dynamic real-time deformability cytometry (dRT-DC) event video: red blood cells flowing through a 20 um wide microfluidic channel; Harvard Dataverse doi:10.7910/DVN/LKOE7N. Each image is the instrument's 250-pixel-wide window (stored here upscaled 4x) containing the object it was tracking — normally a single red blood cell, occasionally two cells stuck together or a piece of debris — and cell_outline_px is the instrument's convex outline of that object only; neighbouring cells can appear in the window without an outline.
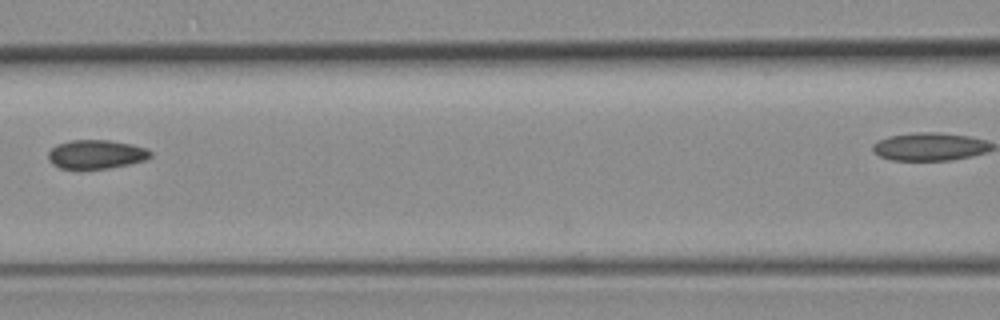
{"species": "common noctule bat (a hibernating species)", "species_latin": "Nyctalus noctula", "temperature_condition": "room temperature", "stored_images_in_passage": 5, "camera_frame_rate_fps": 3000, "um_per_image_px": 0.085, "animal": {"sex": "female", "body_mass_g": 19.3, "forearm_length_mm": 54.1}, "frame": {"image": 1, "passage_image": 3, "time_ms": 2.333, "image_size_px": [1000, 320], "cell_outline_px": [[152, 156], [144, 160], [128, 164], [108, 168], [80, 172], [60, 168], [52, 164], [48, 160], [48, 152], [56, 144], [72, 140], [108, 140], [132, 144], [148, 148], [152, 152]], "centroid_in_image_um": [8.13, 13.15], "position_along_channel_um": 158.5, "area_um2": 17.86}}
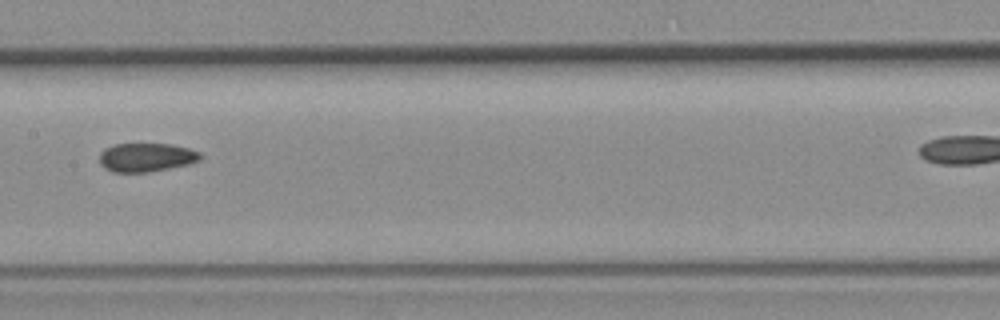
{"frame": {"image": 2, "passage_image": 4, "time_ms": 3.333, "image_size_px": [1000, 320], "cell_outline_px": [[200, 160], [188, 164], [148, 172], [112, 172], [104, 168], [100, 164], [100, 152], [104, 148], [116, 144], [172, 144], [188, 148], [200, 152]], "centroid_in_image_um": [12.4, 13.37], "position_along_channel_um": 195.0, "area_um2": 16.82}}